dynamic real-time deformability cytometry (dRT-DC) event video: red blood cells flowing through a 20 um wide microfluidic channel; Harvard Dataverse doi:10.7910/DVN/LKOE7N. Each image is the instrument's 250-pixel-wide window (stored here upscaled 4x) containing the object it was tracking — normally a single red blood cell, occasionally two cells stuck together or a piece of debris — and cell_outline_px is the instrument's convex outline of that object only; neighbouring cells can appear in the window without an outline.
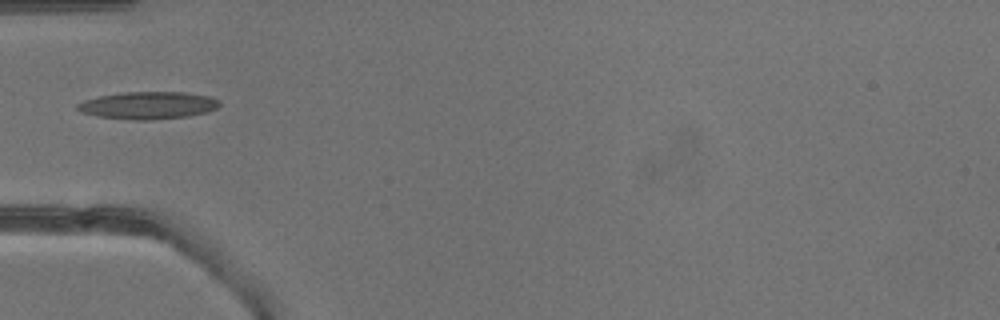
{"species": "common noctule bat (a hibernating species)", "species_latin": "Nyctalus noctula", "temperature_condition": "warm", "stored_images_in_passage": 20, "camera_frame_rate_fps": 3000, "um_per_image_px": 0.085, "animal": {"sex": "male", "body_mass_g": 13.3}, "frame": {"image": 1, "passage_image": 1, "time_ms": 0.0, "image_size_px": [1000, 320], "cell_outline_px": [[220, 104], [216, 108], [208, 112], [188, 116], [152, 120], [128, 120], [96, 116], [80, 112], [76, 108], [76, 104], [84, 100], [100, 96], [124, 92], [184, 92], [208, 96], [220, 100]], "centroid_in_image_um": [12.57, 8.96], "position_along_channel_um": 72.4, "area_um2": 22.83}}
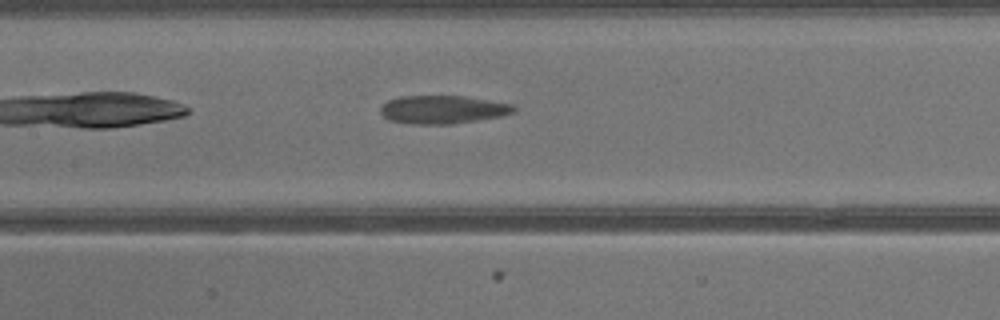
{"frame": {"image": 2, "passage_image": 7, "time_ms": 2.0, "image_size_px": [1000, 320], "cell_outline_px": [[516, 112], [500, 116], [452, 124], [408, 124], [388, 120], [380, 112], [380, 108], [388, 100], [400, 96], [464, 96], [512, 104], [516, 108]], "centroid_in_image_um": [37.61, 9.31], "position_along_channel_um": 169.8, "area_um2": 21.91}}
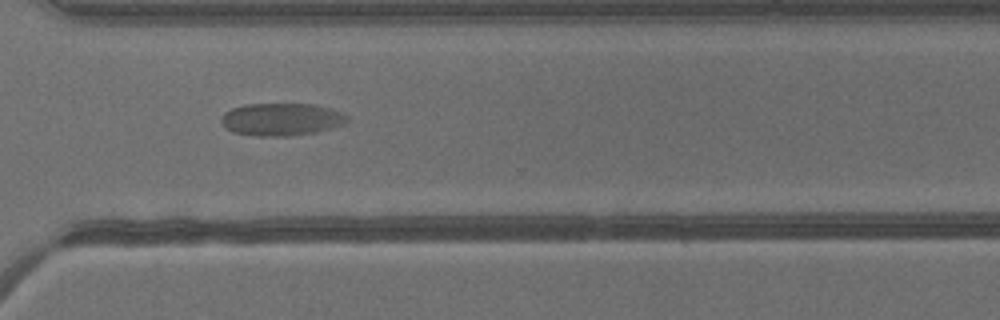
{"frame": {"image": 3, "passage_image": 18, "time_ms": 5.667, "image_size_px": [1000, 320], "cell_outline_px": [[348, 120], [344, 124], [332, 128], [316, 132], [288, 136], [252, 136], [232, 132], [220, 120], [224, 112], [232, 108], [244, 104], [312, 104], [332, 108], [344, 112], [348, 116]], "centroid_in_image_um": [23.95, 10.14], "position_along_channel_um": 346.7, "area_um2": 24.1}}